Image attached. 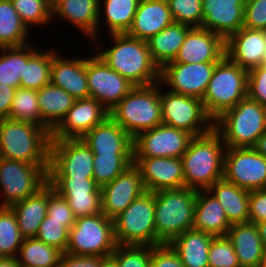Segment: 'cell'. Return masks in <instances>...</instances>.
Here are the masks:
<instances>
[{"mask_svg":"<svg viewBox=\"0 0 266 267\" xmlns=\"http://www.w3.org/2000/svg\"><path fill=\"white\" fill-rule=\"evenodd\" d=\"M53 50L46 52L35 51L24 62V71L21 75L20 87L38 91L42 87L51 83V64Z\"/></svg>","mask_w":266,"mask_h":267,"instance_id":"f35d334b","label":"cell"},{"mask_svg":"<svg viewBox=\"0 0 266 267\" xmlns=\"http://www.w3.org/2000/svg\"><path fill=\"white\" fill-rule=\"evenodd\" d=\"M51 134L37 124L0 120V157L34 165H49Z\"/></svg>","mask_w":266,"mask_h":267,"instance_id":"3957f363","label":"cell"},{"mask_svg":"<svg viewBox=\"0 0 266 267\" xmlns=\"http://www.w3.org/2000/svg\"><path fill=\"white\" fill-rule=\"evenodd\" d=\"M213 235L190 229L174 238L169 245L185 267H209V247Z\"/></svg>","mask_w":266,"mask_h":267,"instance_id":"1f68e13d","label":"cell"},{"mask_svg":"<svg viewBox=\"0 0 266 267\" xmlns=\"http://www.w3.org/2000/svg\"><path fill=\"white\" fill-rule=\"evenodd\" d=\"M110 256L118 267H150L151 246L117 244Z\"/></svg>","mask_w":266,"mask_h":267,"instance_id":"f6af8a7d","label":"cell"},{"mask_svg":"<svg viewBox=\"0 0 266 267\" xmlns=\"http://www.w3.org/2000/svg\"><path fill=\"white\" fill-rule=\"evenodd\" d=\"M132 164L133 154H94V180L102 187L113 181Z\"/></svg>","mask_w":266,"mask_h":267,"instance_id":"60d3db41","label":"cell"},{"mask_svg":"<svg viewBox=\"0 0 266 267\" xmlns=\"http://www.w3.org/2000/svg\"><path fill=\"white\" fill-rule=\"evenodd\" d=\"M133 164L140 170L146 191L157 192L185 187L181 158L133 157Z\"/></svg>","mask_w":266,"mask_h":267,"instance_id":"d6986e66","label":"cell"},{"mask_svg":"<svg viewBox=\"0 0 266 267\" xmlns=\"http://www.w3.org/2000/svg\"><path fill=\"white\" fill-rule=\"evenodd\" d=\"M190 28L189 25L172 22L147 41L151 57L159 68L175 59Z\"/></svg>","mask_w":266,"mask_h":267,"instance_id":"d6a6232c","label":"cell"},{"mask_svg":"<svg viewBox=\"0 0 266 267\" xmlns=\"http://www.w3.org/2000/svg\"><path fill=\"white\" fill-rule=\"evenodd\" d=\"M49 165H34L0 157V190L4 196L0 207L37 193L48 183Z\"/></svg>","mask_w":266,"mask_h":267,"instance_id":"30bf717a","label":"cell"},{"mask_svg":"<svg viewBox=\"0 0 266 267\" xmlns=\"http://www.w3.org/2000/svg\"><path fill=\"white\" fill-rule=\"evenodd\" d=\"M155 193V229L157 245L169 244L192 229L197 190L183 187Z\"/></svg>","mask_w":266,"mask_h":267,"instance_id":"277c9868","label":"cell"},{"mask_svg":"<svg viewBox=\"0 0 266 267\" xmlns=\"http://www.w3.org/2000/svg\"><path fill=\"white\" fill-rule=\"evenodd\" d=\"M226 147H253L266 131V107L248 96L213 122Z\"/></svg>","mask_w":266,"mask_h":267,"instance_id":"8992f818","label":"cell"},{"mask_svg":"<svg viewBox=\"0 0 266 267\" xmlns=\"http://www.w3.org/2000/svg\"><path fill=\"white\" fill-rule=\"evenodd\" d=\"M110 37L114 45L95 54L135 86L159 83L160 68L151 57L147 41L126 33L110 34Z\"/></svg>","mask_w":266,"mask_h":267,"instance_id":"6da1fadb","label":"cell"},{"mask_svg":"<svg viewBox=\"0 0 266 267\" xmlns=\"http://www.w3.org/2000/svg\"><path fill=\"white\" fill-rule=\"evenodd\" d=\"M36 50V47L29 43L18 47L0 48V52L3 54L0 56V84H6L16 89L20 87L24 62H27Z\"/></svg>","mask_w":266,"mask_h":267,"instance_id":"e575fe53","label":"cell"},{"mask_svg":"<svg viewBox=\"0 0 266 267\" xmlns=\"http://www.w3.org/2000/svg\"><path fill=\"white\" fill-rule=\"evenodd\" d=\"M24 240L10 207H0V257H16Z\"/></svg>","mask_w":266,"mask_h":267,"instance_id":"b9f144b4","label":"cell"},{"mask_svg":"<svg viewBox=\"0 0 266 267\" xmlns=\"http://www.w3.org/2000/svg\"><path fill=\"white\" fill-rule=\"evenodd\" d=\"M229 223L221 204L208 190H197L192 229L217 236H226Z\"/></svg>","mask_w":266,"mask_h":267,"instance_id":"f1b7e54d","label":"cell"},{"mask_svg":"<svg viewBox=\"0 0 266 267\" xmlns=\"http://www.w3.org/2000/svg\"><path fill=\"white\" fill-rule=\"evenodd\" d=\"M18 254L22 267H57L63 252L32 237L24 238Z\"/></svg>","mask_w":266,"mask_h":267,"instance_id":"8d00e7d4","label":"cell"},{"mask_svg":"<svg viewBox=\"0 0 266 267\" xmlns=\"http://www.w3.org/2000/svg\"><path fill=\"white\" fill-rule=\"evenodd\" d=\"M29 31L11 0H0V48L28 44Z\"/></svg>","mask_w":266,"mask_h":267,"instance_id":"d590c367","label":"cell"},{"mask_svg":"<svg viewBox=\"0 0 266 267\" xmlns=\"http://www.w3.org/2000/svg\"><path fill=\"white\" fill-rule=\"evenodd\" d=\"M160 86V83L135 86L109 116L132 138L159 126L162 124Z\"/></svg>","mask_w":266,"mask_h":267,"instance_id":"5b68a950","label":"cell"},{"mask_svg":"<svg viewBox=\"0 0 266 267\" xmlns=\"http://www.w3.org/2000/svg\"><path fill=\"white\" fill-rule=\"evenodd\" d=\"M193 138L186 131L160 124L133 138V157L181 158Z\"/></svg>","mask_w":266,"mask_h":267,"instance_id":"9a60e30c","label":"cell"},{"mask_svg":"<svg viewBox=\"0 0 266 267\" xmlns=\"http://www.w3.org/2000/svg\"><path fill=\"white\" fill-rule=\"evenodd\" d=\"M260 267H266V251L264 252V255L262 257V262Z\"/></svg>","mask_w":266,"mask_h":267,"instance_id":"6125c7cd","label":"cell"},{"mask_svg":"<svg viewBox=\"0 0 266 267\" xmlns=\"http://www.w3.org/2000/svg\"><path fill=\"white\" fill-rule=\"evenodd\" d=\"M51 83L64 89L75 100L89 98L86 76V58H62L53 49Z\"/></svg>","mask_w":266,"mask_h":267,"instance_id":"cb8c5ba5","label":"cell"},{"mask_svg":"<svg viewBox=\"0 0 266 267\" xmlns=\"http://www.w3.org/2000/svg\"><path fill=\"white\" fill-rule=\"evenodd\" d=\"M100 267H118L116 261L111 257H106L102 262Z\"/></svg>","mask_w":266,"mask_h":267,"instance_id":"91938a15","label":"cell"},{"mask_svg":"<svg viewBox=\"0 0 266 267\" xmlns=\"http://www.w3.org/2000/svg\"><path fill=\"white\" fill-rule=\"evenodd\" d=\"M89 95L109 112L135 87L111 69L97 54L86 58Z\"/></svg>","mask_w":266,"mask_h":267,"instance_id":"5bb4252c","label":"cell"},{"mask_svg":"<svg viewBox=\"0 0 266 267\" xmlns=\"http://www.w3.org/2000/svg\"><path fill=\"white\" fill-rule=\"evenodd\" d=\"M203 23L201 27L226 40L244 24V7L248 0H202Z\"/></svg>","mask_w":266,"mask_h":267,"instance_id":"7402d4cb","label":"cell"},{"mask_svg":"<svg viewBox=\"0 0 266 267\" xmlns=\"http://www.w3.org/2000/svg\"><path fill=\"white\" fill-rule=\"evenodd\" d=\"M174 22L191 27H201L203 23L202 0H167Z\"/></svg>","mask_w":266,"mask_h":267,"instance_id":"ee69618b","label":"cell"},{"mask_svg":"<svg viewBox=\"0 0 266 267\" xmlns=\"http://www.w3.org/2000/svg\"><path fill=\"white\" fill-rule=\"evenodd\" d=\"M42 121L53 130L65 117L75 99L64 89L47 84L37 91Z\"/></svg>","mask_w":266,"mask_h":267,"instance_id":"836d02e7","label":"cell"},{"mask_svg":"<svg viewBox=\"0 0 266 267\" xmlns=\"http://www.w3.org/2000/svg\"><path fill=\"white\" fill-rule=\"evenodd\" d=\"M48 183L67 200L75 218L103 213L101 187L94 178L48 177Z\"/></svg>","mask_w":266,"mask_h":267,"instance_id":"e0dca14e","label":"cell"},{"mask_svg":"<svg viewBox=\"0 0 266 267\" xmlns=\"http://www.w3.org/2000/svg\"><path fill=\"white\" fill-rule=\"evenodd\" d=\"M265 49V30L242 27L225 40V56L248 71L260 66Z\"/></svg>","mask_w":266,"mask_h":267,"instance_id":"603a6c76","label":"cell"},{"mask_svg":"<svg viewBox=\"0 0 266 267\" xmlns=\"http://www.w3.org/2000/svg\"><path fill=\"white\" fill-rule=\"evenodd\" d=\"M94 153L81 139H51L48 177H93Z\"/></svg>","mask_w":266,"mask_h":267,"instance_id":"7c38bea8","label":"cell"},{"mask_svg":"<svg viewBox=\"0 0 266 267\" xmlns=\"http://www.w3.org/2000/svg\"><path fill=\"white\" fill-rule=\"evenodd\" d=\"M22 22L29 27L49 23L52 17L50 0H11Z\"/></svg>","mask_w":266,"mask_h":267,"instance_id":"7bdbcfd3","label":"cell"},{"mask_svg":"<svg viewBox=\"0 0 266 267\" xmlns=\"http://www.w3.org/2000/svg\"><path fill=\"white\" fill-rule=\"evenodd\" d=\"M248 70L224 56L215 66L208 83L203 106L214 121L247 97Z\"/></svg>","mask_w":266,"mask_h":267,"instance_id":"52a82bcc","label":"cell"},{"mask_svg":"<svg viewBox=\"0 0 266 267\" xmlns=\"http://www.w3.org/2000/svg\"><path fill=\"white\" fill-rule=\"evenodd\" d=\"M101 15L99 0H54L52 2V17H63L64 21L72 23L78 30L87 34V37L95 40Z\"/></svg>","mask_w":266,"mask_h":267,"instance_id":"4316f807","label":"cell"},{"mask_svg":"<svg viewBox=\"0 0 266 267\" xmlns=\"http://www.w3.org/2000/svg\"><path fill=\"white\" fill-rule=\"evenodd\" d=\"M35 238L65 253L69 241V230L64 226V222L50 220L47 215L40 224Z\"/></svg>","mask_w":266,"mask_h":267,"instance_id":"7dc6e473","label":"cell"},{"mask_svg":"<svg viewBox=\"0 0 266 267\" xmlns=\"http://www.w3.org/2000/svg\"><path fill=\"white\" fill-rule=\"evenodd\" d=\"M223 178L252 191L266 188V158L253 147H226Z\"/></svg>","mask_w":266,"mask_h":267,"instance_id":"4fadbf2b","label":"cell"},{"mask_svg":"<svg viewBox=\"0 0 266 267\" xmlns=\"http://www.w3.org/2000/svg\"><path fill=\"white\" fill-rule=\"evenodd\" d=\"M48 197L49 183L37 193L10 206L15 213L19 230L24 238L36 236L40 224L47 216Z\"/></svg>","mask_w":266,"mask_h":267,"instance_id":"f546056e","label":"cell"},{"mask_svg":"<svg viewBox=\"0 0 266 267\" xmlns=\"http://www.w3.org/2000/svg\"><path fill=\"white\" fill-rule=\"evenodd\" d=\"M226 236L234 246L241 267H260L265 250L256 224H232Z\"/></svg>","mask_w":266,"mask_h":267,"instance_id":"83f0119b","label":"cell"},{"mask_svg":"<svg viewBox=\"0 0 266 267\" xmlns=\"http://www.w3.org/2000/svg\"><path fill=\"white\" fill-rule=\"evenodd\" d=\"M266 221V188L252 190L249 194V220L254 224Z\"/></svg>","mask_w":266,"mask_h":267,"instance_id":"f5cc1de1","label":"cell"},{"mask_svg":"<svg viewBox=\"0 0 266 267\" xmlns=\"http://www.w3.org/2000/svg\"><path fill=\"white\" fill-rule=\"evenodd\" d=\"M104 256H78L63 253L57 267H100Z\"/></svg>","mask_w":266,"mask_h":267,"instance_id":"db71d44e","label":"cell"},{"mask_svg":"<svg viewBox=\"0 0 266 267\" xmlns=\"http://www.w3.org/2000/svg\"><path fill=\"white\" fill-rule=\"evenodd\" d=\"M116 246L114 221L104 213H98L76 218L74 226L69 230L65 253L108 257Z\"/></svg>","mask_w":266,"mask_h":267,"instance_id":"9c48e42d","label":"cell"},{"mask_svg":"<svg viewBox=\"0 0 266 267\" xmlns=\"http://www.w3.org/2000/svg\"><path fill=\"white\" fill-rule=\"evenodd\" d=\"M16 88L0 84V120L9 118Z\"/></svg>","mask_w":266,"mask_h":267,"instance_id":"11a10c76","label":"cell"},{"mask_svg":"<svg viewBox=\"0 0 266 267\" xmlns=\"http://www.w3.org/2000/svg\"><path fill=\"white\" fill-rule=\"evenodd\" d=\"M104 1V2H103ZM99 0V12L104 13L110 34L127 33L132 25L140 0ZM103 2L102 9L101 4ZM105 11V12H104Z\"/></svg>","mask_w":266,"mask_h":267,"instance_id":"74e56055","label":"cell"},{"mask_svg":"<svg viewBox=\"0 0 266 267\" xmlns=\"http://www.w3.org/2000/svg\"><path fill=\"white\" fill-rule=\"evenodd\" d=\"M113 221L117 244L157 246L154 192L145 191Z\"/></svg>","mask_w":266,"mask_h":267,"instance_id":"ba28073f","label":"cell"},{"mask_svg":"<svg viewBox=\"0 0 266 267\" xmlns=\"http://www.w3.org/2000/svg\"><path fill=\"white\" fill-rule=\"evenodd\" d=\"M209 267H241L234 246L227 236L213 237L208 256Z\"/></svg>","mask_w":266,"mask_h":267,"instance_id":"bcb514c9","label":"cell"},{"mask_svg":"<svg viewBox=\"0 0 266 267\" xmlns=\"http://www.w3.org/2000/svg\"><path fill=\"white\" fill-rule=\"evenodd\" d=\"M226 145L212 129L209 133L194 137L181 156L185 187L207 190L224 176Z\"/></svg>","mask_w":266,"mask_h":267,"instance_id":"7a4b0ae2","label":"cell"},{"mask_svg":"<svg viewBox=\"0 0 266 267\" xmlns=\"http://www.w3.org/2000/svg\"><path fill=\"white\" fill-rule=\"evenodd\" d=\"M9 118L37 124L51 134L52 130L41 119L36 90L22 87L16 89Z\"/></svg>","mask_w":266,"mask_h":267,"instance_id":"ab89813d","label":"cell"},{"mask_svg":"<svg viewBox=\"0 0 266 267\" xmlns=\"http://www.w3.org/2000/svg\"><path fill=\"white\" fill-rule=\"evenodd\" d=\"M47 215L50 217V220L64 222V226L68 230L74 226L76 220L67 200L54 190L50 184Z\"/></svg>","mask_w":266,"mask_h":267,"instance_id":"c3c4849f","label":"cell"},{"mask_svg":"<svg viewBox=\"0 0 266 267\" xmlns=\"http://www.w3.org/2000/svg\"><path fill=\"white\" fill-rule=\"evenodd\" d=\"M150 267H185L169 244L151 246Z\"/></svg>","mask_w":266,"mask_h":267,"instance_id":"816d5d0a","label":"cell"},{"mask_svg":"<svg viewBox=\"0 0 266 267\" xmlns=\"http://www.w3.org/2000/svg\"><path fill=\"white\" fill-rule=\"evenodd\" d=\"M81 139L94 154H133V138L110 116Z\"/></svg>","mask_w":266,"mask_h":267,"instance_id":"484cf974","label":"cell"},{"mask_svg":"<svg viewBox=\"0 0 266 267\" xmlns=\"http://www.w3.org/2000/svg\"><path fill=\"white\" fill-rule=\"evenodd\" d=\"M174 22L167 0H140L127 35L148 41Z\"/></svg>","mask_w":266,"mask_h":267,"instance_id":"d4e9b609","label":"cell"},{"mask_svg":"<svg viewBox=\"0 0 266 267\" xmlns=\"http://www.w3.org/2000/svg\"><path fill=\"white\" fill-rule=\"evenodd\" d=\"M243 27L266 31V0H248L244 7Z\"/></svg>","mask_w":266,"mask_h":267,"instance_id":"f907efd6","label":"cell"},{"mask_svg":"<svg viewBox=\"0 0 266 267\" xmlns=\"http://www.w3.org/2000/svg\"><path fill=\"white\" fill-rule=\"evenodd\" d=\"M253 148L266 158V131L258 138Z\"/></svg>","mask_w":266,"mask_h":267,"instance_id":"9f6ffc18","label":"cell"},{"mask_svg":"<svg viewBox=\"0 0 266 267\" xmlns=\"http://www.w3.org/2000/svg\"><path fill=\"white\" fill-rule=\"evenodd\" d=\"M109 117V111L94 98L75 100L61 122L51 131V139H79Z\"/></svg>","mask_w":266,"mask_h":267,"instance_id":"ac0fdd59","label":"cell"},{"mask_svg":"<svg viewBox=\"0 0 266 267\" xmlns=\"http://www.w3.org/2000/svg\"><path fill=\"white\" fill-rule=\"evenodd\" d=\"M160 90L162 124L186 131L194 137L209 133L213 120L198 98Z\"/></svg>","mask_w":266,"mask_h":267,"instance_id":"8fae6325","label":"cell"},{"mask_svg":"<svg viewBox=\"0 0 266 267\" xmlns=\"http://www.w3.org/2000/svg\"><path fill=\"white\" fill-rule=\"evenodd\" d=\"M225 56V40L203 27H191L173 61L177 63L219 62Z\"/></svg>","mask_w":266,"mask_h":267,"instance_id":"44dd1931","label":"cell"},{"mask_svg":"<svg viewBox=\"0 0 266 267\" xmlns=\"http://www.w3.org/2000/svg\"><path fill=\"white\" fill-rule=\"evenodd\" d=\"M247 96L266 107V67L258 66L248 71Z\"/></svg>","mask_w":266,"mask_h":267,"instance_id":"681fc988","label":"cell"},{"mask_svg":"<svg viewBox=\"0 0 266 267\" xmlns=\"http://www.w3.org/2000/svg\"><path fill=\"white\" fill-rule=\"evenodd\" d=\"M0 267H22L16 257H0Z\"/></svg>","mask_w":266,"mask_h":267,"instance_id":"6f0895ef","label":"cell"},{"mask_svg":"<svg viewBox=\"0 0 266 267\" xmlns=\"http://www.w3.org/2000/svg\"><path fill=\"white\" fill-rule=\"evenodd\" d=\"M207 190L217 198L231 225L248 222L249 190L240 188L224 178L216 181Z\"/></svg>","mask_w":266,"mask_h":267,"instance_id":"4dcf8cb0","label":"cell"},{"mask_svg":"<svg viewBox=\"0 0 266 267\" xmlns=\"http://www.w3.org/2000/svg\"><path fill=\"white\" fill-rule=\"evenodd\" d=\"M260 66L266 67V49H265V51L263 53L262 61L260 63Z\"/></svg>","mask_w":266,"mask_h":267,"instance_id":"94428289","label":"cell"},{"mask_svg":"<svg viewBox=\"0 0 266 267\" xmlns=\"http://www.w3.org/2000/svg\"><path fill=\"white\" fill-rule=\"evenodd\" d=\"M259 236L262 240L264 250L266 251V221L256 224Z\"/></svg>","mask_w":266,"mask_h":267,"instance_id":"680465c9","label":"cell"},{"mask_svg":"<svg viewBox=\"0 0 266 267\" xmlns=\"http://www.w3.org/2000/svg\"><path fill=\"white\" fill-rule=\"evenodd\" d=\"M145 191L140 170L132 164L101 187L102 212L113 220Z\"/></svg>","mask_w":266,"mask_h":267,"instance_id":"ffe728a7","label":"cell"},{"mask_svg":"<svg viewBox=\"0 0 266 267\" xmlns=\"http://www.w3.org/2000/svg\"><path fill=\"white\" fill-rule=\"evenodd\" d=\"M217 63L168 62L160 68L159 83L169 85L171 92L202 100Z\"/></svg>","mask_w":266,"mask_h":267,"instance_id":"2e32d148","label":"cell"}]
</instances>
